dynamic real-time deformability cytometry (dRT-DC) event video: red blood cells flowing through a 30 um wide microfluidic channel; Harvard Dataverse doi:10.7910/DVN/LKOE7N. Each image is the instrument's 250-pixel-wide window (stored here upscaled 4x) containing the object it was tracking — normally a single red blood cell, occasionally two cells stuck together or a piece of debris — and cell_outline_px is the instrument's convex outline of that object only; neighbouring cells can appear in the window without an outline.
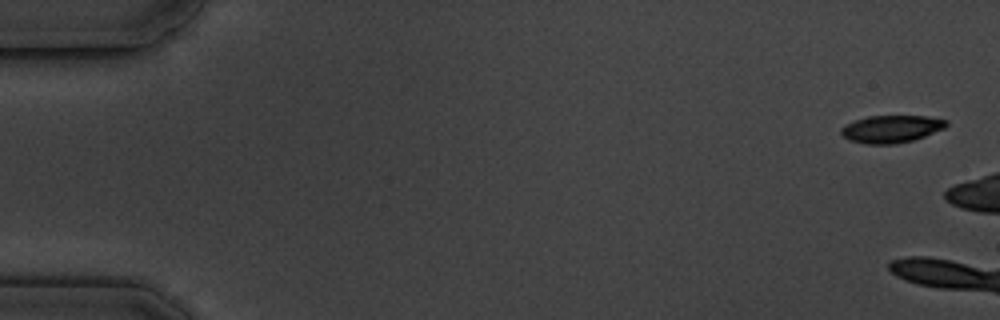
{"species": "common noctule bat (a hibernating species)", "species_latin": "Nyctalus noctula", "temperature_condition": "cold", "stored_images_in_passage": 3, "camera_frame_rate_fps": 3000, "um_per_image_px": 0.085, "animal": {"sex": "male", "body_mass_g": 19.5, "forearm_length_mm": 54.6}, "frame": {"image": 1, "passage_image": 1, "time_ms": 0.0, "image_size_px": [1000, 320], "cell_outline_px": [[948, 124], [944, 128], [924, 136], [912, 140], [896, 144], [864, 144], [848, 140], [840, 132], [840, 128], [844, 124], [868, 116], [928, 116], [948, 120]], "centroid_in_image_um": [75.73, 10.96], "position_along_channel_um": 9.3, "area_um2": 16.88}}